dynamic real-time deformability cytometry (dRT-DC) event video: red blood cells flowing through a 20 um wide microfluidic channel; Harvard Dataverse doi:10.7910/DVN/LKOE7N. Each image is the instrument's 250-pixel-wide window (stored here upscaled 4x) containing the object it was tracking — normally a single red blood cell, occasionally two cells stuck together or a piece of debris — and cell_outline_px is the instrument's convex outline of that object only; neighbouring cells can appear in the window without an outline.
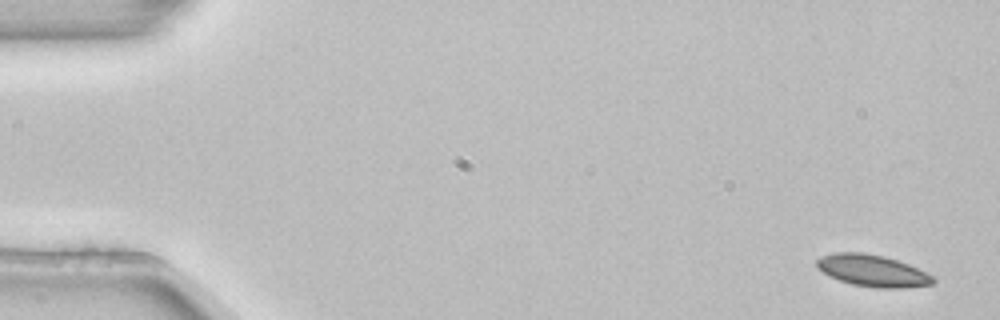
{"species": "common noctule bat (a hibernating species)", "species_latin": "Nyctalus noctula", "temperature_condition": "room temperature", "stored_images_in_passage": 5, "camera_frame_rate_fps": 3000, "um_per_image_px": 0.085, "animal": {"sex": "female", "body_mass_g": 22.7, "forearm_length_mm": 54.2}, "frame": {"image": 1, "passage_image": 1, "time_ms": 0.0, "image_size_px": [1000, 320], "cell_outline_px": [[936, 280], [932, 284], [908, 288], [876, 288], [852, 284], [840, 280], [824, 272], [816, 264], [816, 260], [820, 256], [832, 252], [864, 252], [884, 256], [908, 264], [932, 276]], "centroid_in_image_um": [74.16, 23.0], "position_along_channel_um": 10.8, "area_um2": 21.39}}
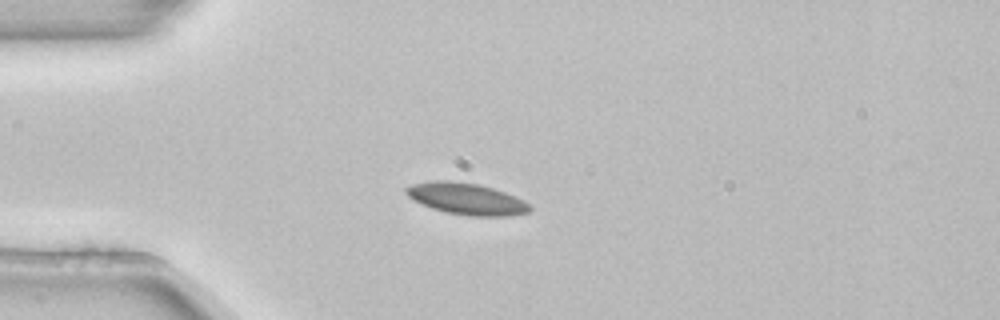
{"frame": {"image": 2, "passage_image": 3, "time_ms": 0.667, "image_size_px": [1000, 320], "cell_outline_px": [[532, 212], [508, 216], [468, 216], [444, 212], [432, 208], [412, 200], [404, 192], [404, 188], [412, 184], [432, 180], [452, 180], [476, 184], [492, 188], [516, 196], [524, 200], [532, 208]], "centroid_in_image_um": [39.64, 16.9], "position_along_channel_um": 45.4, "area_um2": 23.0}}
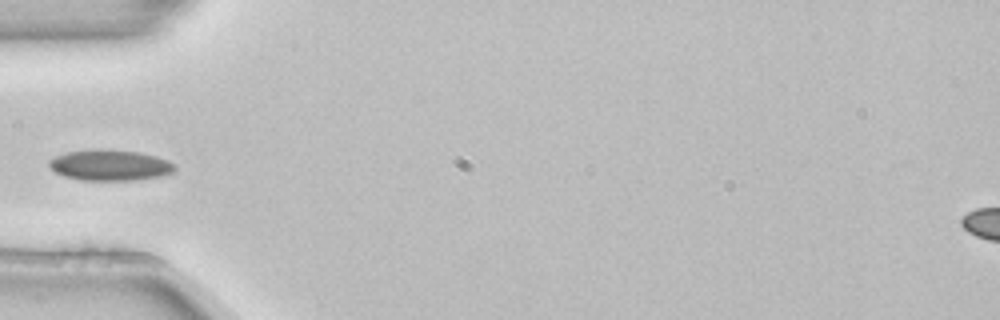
{"frame": {"image": 3, "passage_image": 4, "time_ms": 1.0, "image_size_px": [1000, 320], "cell_outline_px": [[176, 168], [172, 172], [160, 176], [132, 180], [80, 180], [64, 176], [56, 172], [48, 164], [48, 160], [56, 156], [68, 152], [96, 148], [100, 148], [140, 152], [156, 156], [168, 160], [176, 164]], "centroid_in_image_um": [9.36, 14.03], "position_along_channel_um": 75.6, "area_um2": 22.66}}